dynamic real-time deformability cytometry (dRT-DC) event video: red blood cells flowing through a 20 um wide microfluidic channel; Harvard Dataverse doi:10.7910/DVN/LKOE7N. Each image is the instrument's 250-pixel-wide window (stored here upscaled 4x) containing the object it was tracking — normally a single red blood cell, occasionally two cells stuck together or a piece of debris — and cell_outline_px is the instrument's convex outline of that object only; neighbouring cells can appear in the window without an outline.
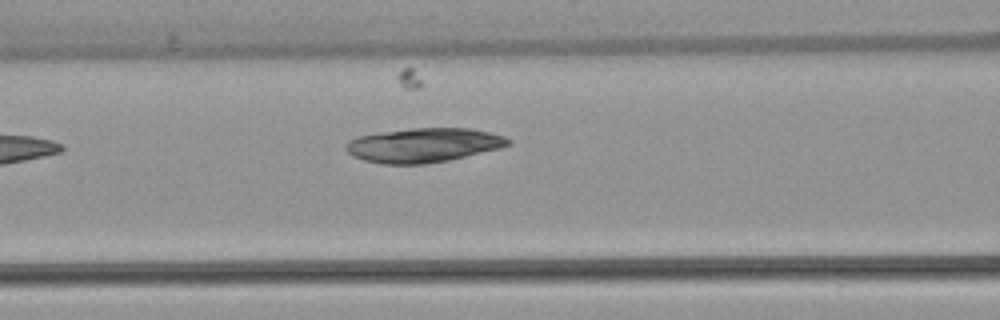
{"species": "common noctule bat (a hibernating species)", "species_latin": "Nyctalus noctula", "temperature_condition": "warm", "stored_images_in_passage": 3, "camera_frame_rate_fps": 3000, "um_per_image_px": 0.085, "animal": {"sex": "female", "body_mass_g": 22.7, "forearm_length_mm": 54.2}, "frame": {"image": 1, "passage_image": 3, "time_ms": 2.333, "image_size_px": [1000, 320], "cell_outline_px": [[512, 144], [500, 148], [448, 160], [424, 164], [380, 164], [364, 160], [352, 156], [344, 148], [344, 144], [348, 140], [360, 136], [412, 128], [468, 128], [488, 132], [504, 136], [512, 140]], "centroid_in_image_um": [35.99, 12.34], "position_along_channel_um": 130.6, "area_um2": 32.25}}